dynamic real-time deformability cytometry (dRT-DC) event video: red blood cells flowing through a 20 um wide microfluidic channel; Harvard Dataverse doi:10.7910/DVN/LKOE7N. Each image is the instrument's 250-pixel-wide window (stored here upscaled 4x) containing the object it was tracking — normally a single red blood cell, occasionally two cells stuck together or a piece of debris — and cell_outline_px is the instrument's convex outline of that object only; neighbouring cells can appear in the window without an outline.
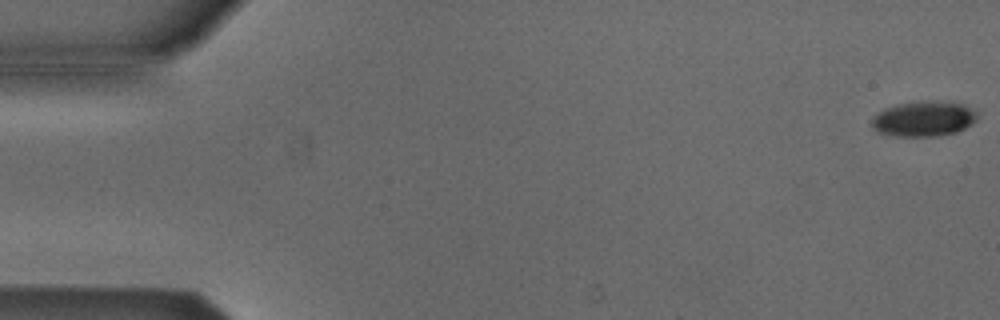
{"species": "Egyptian fruit bat (a non-hibernating species)", "species_latin": "Rousettus aegyptiacus", "temperature_condition": "cold", "stored_images_in_passage": 54, "camera_frame_rate_fps": 3000, "um_per_image_px": 0.085, "animal": {"sex": "male"}, "frame": {"image": 1, "passage_image": 1, "time_ms": 0.0, "image_size_px": [1000, 320], "cell_outline_px": [[980, 116], [972, 124], [956, 132], [936, 136], [896, 136], [876, 132], [872, 128], [872, 116], [884, 108], [896, 104], [924, 100], [952, 100], [964, 104], [976, 112]], "centroid_in_image_um": [78.53, 10.07], "position_along_channel_um": 6.5, "area_um2": 22.25}}
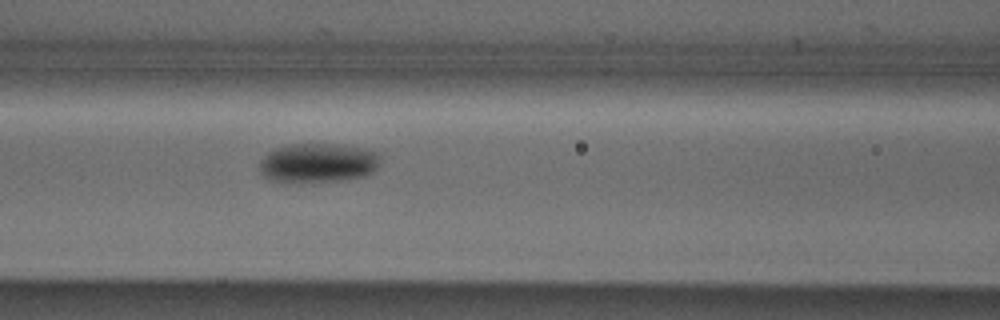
{"frame": {"image": 2, "passage_image": 23, "time_ms": 7.333, "image_size_px": [1000, 320], "cell_outline_px": [[376, 168], [372, 172], [364, 176], [340, 180], [288, 184], [272, 180], [264, 176], [260, 172], [260, 160], [268, 152], [276, 148], [292, 144], [332, 144], [364, 148], [376, 152]], "centroid_in_image_um": [26.94, 13.87], "position_along_channel_um": 139.7, "area_um2": 27.63}}
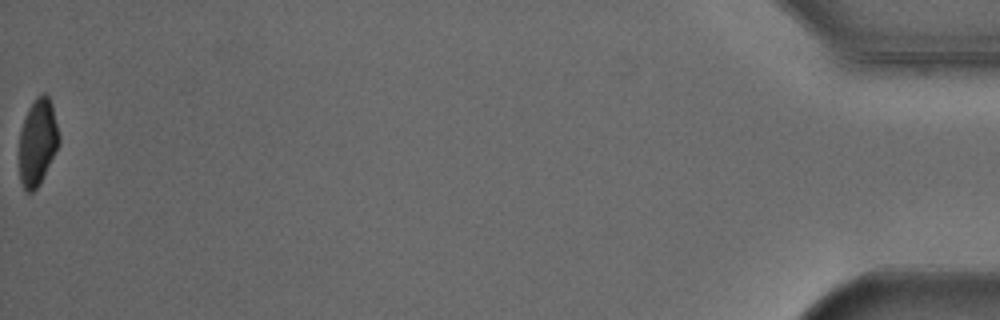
{"frame": {"image": 3, "passage_image": 54, "time_ms": 17.667, "image_size_px": [1000, 320], "cell_outline_px": [[60, 144], [40, 184], [32, 192], [24, 192], [20, 180], [20, 132], [28, 108], [36, 96], [44, 92], [48, 96], [52, 104], [60, 136]], "centroid_in_image_um": [3.21, 12.08], "position_along_channel_um": 432.0, "area_um2": 20.23}, "authors_computed_cell_mechanics": {"area_um2": 23.8425, "velocity_mm_per_s": 3.859, "shape_relaxation_time_tau1_ms": 3.5383, "shape_relaxation_time_tau2_ms": null, "deformation_change_tau1": 0.0878, "deformation_change_tau2": null}}